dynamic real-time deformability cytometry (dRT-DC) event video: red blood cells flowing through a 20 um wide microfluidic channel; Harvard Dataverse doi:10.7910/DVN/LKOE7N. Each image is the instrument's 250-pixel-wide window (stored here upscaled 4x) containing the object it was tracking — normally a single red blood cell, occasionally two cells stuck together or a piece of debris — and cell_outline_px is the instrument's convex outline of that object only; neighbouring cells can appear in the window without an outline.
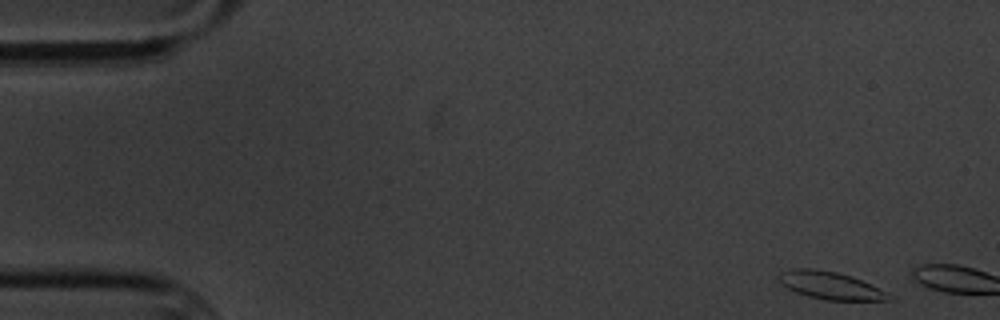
{"species": "common noctule bat (a hibernating species)", "species_latin": "Nyctalus noctula", "temperature_condition": "cold", "stored_images_in_passage": 2, "camera_frame_rate_fps": 3000, "um_per_image_px": 0.085, "animal": {"sex": "male", "body_mass_g": 20.1, "forearm_length_mm": 53.5}, "frame": {"image": 1, "passage_image": 2, "time_ms": 1.333, "image_size_px": [1000, 320], "cell_outline_px": [[896, 300], [824, 300], [808, 296], [796, 292], [788, 288], [776, 280], [776, 276], [780, 272], [792, 268], [812, 268], [836, 272], [852, 276], [884, 292]], "centroid_in_image_um": [70.48, 24.25], "position_along_channel_um": 14.5, "area_um2": 17.51}}